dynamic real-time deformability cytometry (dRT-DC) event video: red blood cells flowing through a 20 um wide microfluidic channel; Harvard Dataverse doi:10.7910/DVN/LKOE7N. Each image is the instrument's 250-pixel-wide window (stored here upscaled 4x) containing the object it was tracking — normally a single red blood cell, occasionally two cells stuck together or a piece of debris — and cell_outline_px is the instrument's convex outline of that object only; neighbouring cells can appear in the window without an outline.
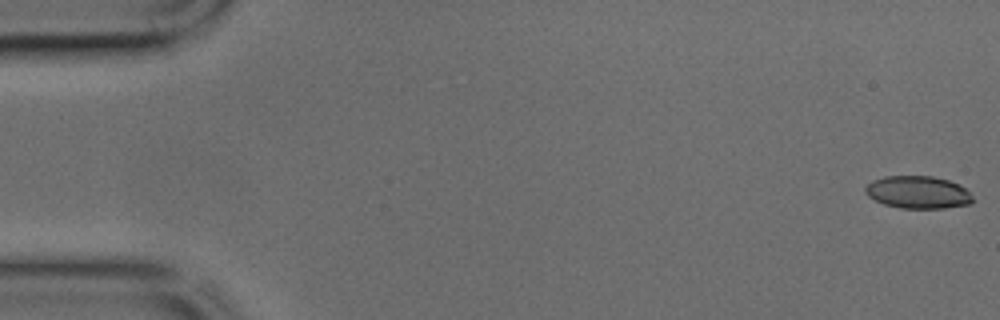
{"species": "common noctule bat (a hibernating species)", "species_latin": "Nyctalus noctula", "temperature_condition": "cold", "stored_images_in_passage": 45, "camera_frame_rate_fps": 3000, "um_per_image_px": 0.085, "animal": {"sex": "male", "body_mass_g": 17.9, "forearm_length_mm": 54.2}, "frame": {"image": 1, "passage_image": 1, "time_ms": 0.0, "image_size_px": [1000, 320], "cell_outline_px": [[976, 200], [968, 204], [944, 208], [900, 208], [884, 204], [868, 196], [864, 192], [864, 188], [872, 180], [884, 176], [932, 176], [948, 180], [964, 188]], "centroid_in_image_um": [78.0, 16.34], "position_along_channel_um": 7.0, "area_um2": 20.29}}
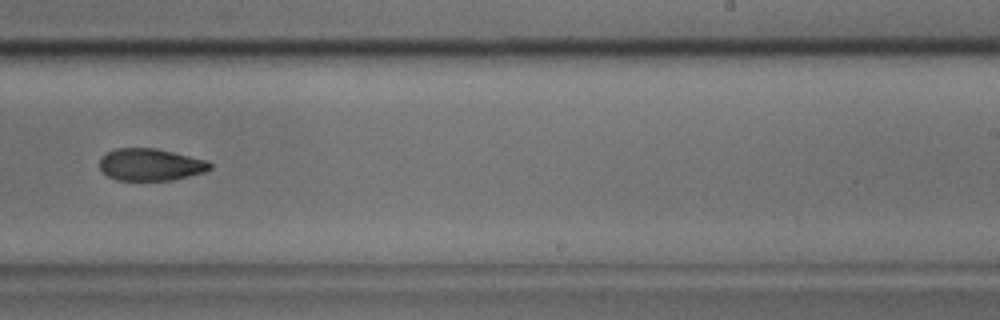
{"frame": {"image": 2, "passage_image": 28, "time_ms": 9.0, "image_size_px": [1000, 320], "cell_outline_px": [[212, 168], [204, 172], [168, 180], [116, 180], [108, 176], [100, 168], [100, 156], [116, 148], [156, 148], [208, 160], [212, 164]], "centroid_in_image_um": [12.79, 13.98], "position_along_channel_um": 276.2, "area_um2": 20.58}}
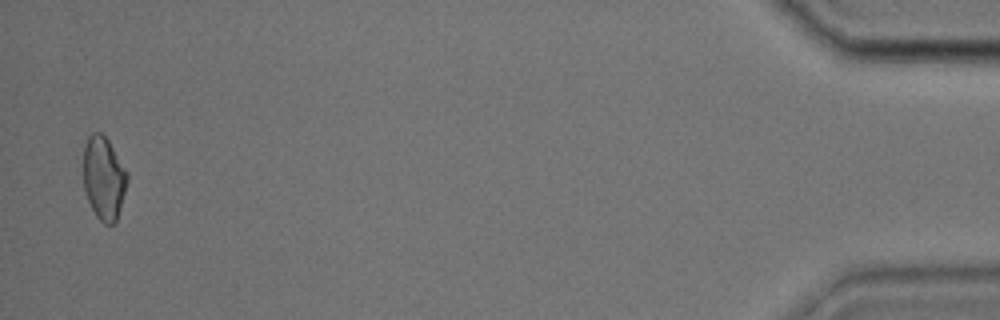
{"frame": {"image": 3, "passage_image": 44, "time_ms": 14.333, "image_size_px": [1000, 320], "cell_outline_px": [[128, 180], [116, 220], [112, 224], [104, 224], [96, 216], [88, 200], [84, 188], [84, 148], [88, 136], [92, 132], [100, 132], [108, 140], [128, 172]], "centroid_in_image_um": [8.82, 15.12], "position_along_channel_um": 426.4, "area_um2": 21.04}}